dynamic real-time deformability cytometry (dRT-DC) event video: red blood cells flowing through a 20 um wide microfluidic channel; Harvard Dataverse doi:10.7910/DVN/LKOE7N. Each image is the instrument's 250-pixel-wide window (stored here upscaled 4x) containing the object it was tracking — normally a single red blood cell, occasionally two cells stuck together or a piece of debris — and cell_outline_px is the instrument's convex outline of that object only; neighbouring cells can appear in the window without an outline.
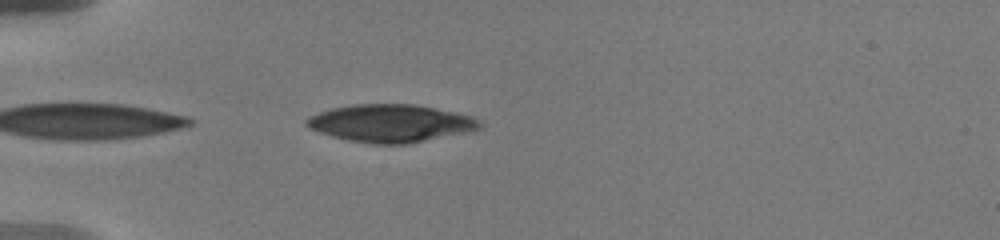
{"species": "human", "species_latin": "Homo sapiens", "temperature_condition": "warm", "stored_images_in_passage": 31, "camera_frame_rate_fps": 3000, "um_per_image_px": 0.085, "donor": {"sex": "male"}, "frame": {"image": 1, "passage_image": 2, "time_ms": 0.333, "image_size_px": [1000, 240], "cell_outline_px": [[484, 124], [480, 128], [472, 132], [408, 144], [372, 144], [348, 140], [332, 136], [308, 128], [304, 124], [304, 120], [308, 116], [332, 108], [356, 104], [412, 104], [472, 116], [480, 120]], "centroid_in_image_um": [33.23, 10.49], "position_along_channel_um": 51.8, "area_um2": 38.21}}
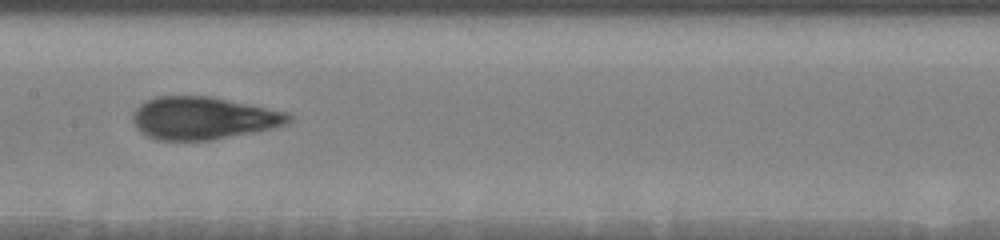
{"frame": {"image": 2, "passage_image": 13, "time_ms": 4.667, "image_size_px": [1000, 240], "cell_outline_px": [[292, 120], [284, 124], [272, 128], [212, 140], [156, 140], [140, 132], [136, 128], [132, 120], [132, 112], [144, 100], [156, 96], [212, 96], [288, 112], [292, 116]], "centroid_in_image_um": [17.23, 10.03], "position_along_channel_um": 190.2, "area_um2": 38.84}}
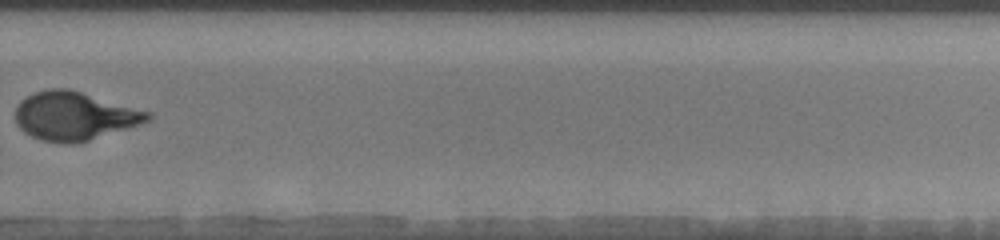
{"frame": {"image": 3, "passage_image": 21, "time_ms": 8.333, "image_size_px": [1000, 240], "cell_outline_px": [[152, 116], [148, 120], [140, 124], [88, 140], [72, 144], [64, 144], [40, 140], [24, 132], [16, 124], [16, 108], [20, 100], [36, 92], [48, 88], [68, 88], [152, 112]], "centroid_in_image_um": [6.3, 9.85], "position_along_channel_um": 323.5, "area_um2": 37.22}, "authors_computed_cell_mechanics": {"area_um2": 38.148, "velocity_mm_per_s": 3.6544, "shape_relaxation_time_tau1_ms": 10.3442, "shape_relaxation_time_tau2_ms": 0.9772, "deformation_change_tau1": 0.3306, "deformation_change_tau2": 0.0748}}